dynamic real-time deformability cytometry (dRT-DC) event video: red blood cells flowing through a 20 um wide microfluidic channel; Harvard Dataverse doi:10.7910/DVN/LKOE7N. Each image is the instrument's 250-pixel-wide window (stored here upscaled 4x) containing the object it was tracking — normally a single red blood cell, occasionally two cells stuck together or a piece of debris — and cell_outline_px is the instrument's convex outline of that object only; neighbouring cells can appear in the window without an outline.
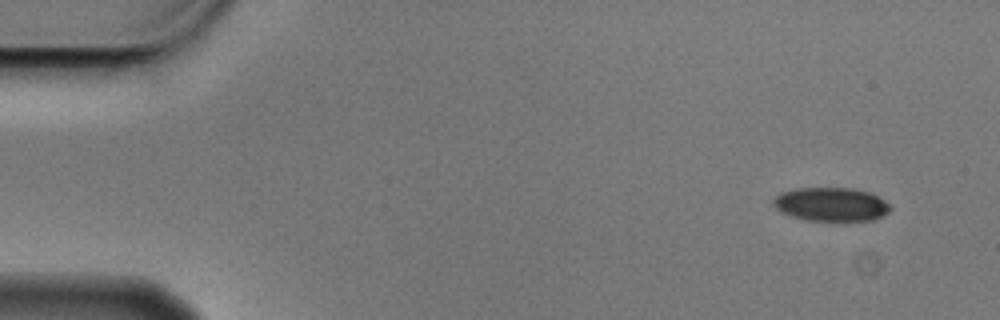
{"species": "Egyptian fruit bat (a non-hibernating species)", "species_latin": "Rousettus aegyptiacus", "temperature_condition": "cold", "stored_images_in_passage": 5, "camera_frame_rate_fps": 3000, "um_per_image_px": 0.085, "animal": {"sex": "male"}, "frame": {"image": 1, "passage_image": 1, "time_ms": 0.0, "image_size_px": [1000, 320], "cell_outline_px": [[892, 208], [888, 212], [872, 220], [808, 220], [792, 216], [776, 208], [772, 204], [772, 200], [780, 192], [792, 188], [852, 188], [872, 192], [884, 200]], "centroid_in_image_um": [70.64, 17.34], "position_along_channel_um": 14.4, "area_um2": 22.89}}
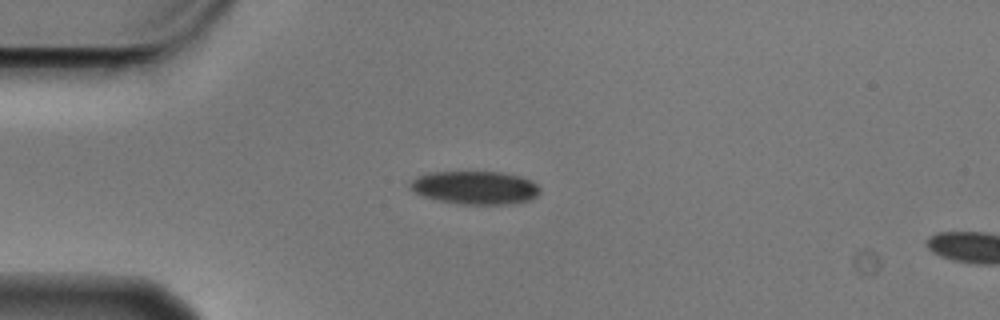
{"frame": {"image": 2, "passage_image": 4, "time_ms": 1.0, "image_size_px": [1000, 320], "cell_outline_px": [[540, 192], [532, 200], [508, 204], [460, 204], [440, 200], [424, 196], [416, 192], [408, 184], [412, 180], [428, 172], [500, 172], [520, 176], [532, 180], [540, 188]], "centroid_in_image_um": [40.44, 15.95], "position_along_channel_um": 44.6, "area_um2": 24.97}}